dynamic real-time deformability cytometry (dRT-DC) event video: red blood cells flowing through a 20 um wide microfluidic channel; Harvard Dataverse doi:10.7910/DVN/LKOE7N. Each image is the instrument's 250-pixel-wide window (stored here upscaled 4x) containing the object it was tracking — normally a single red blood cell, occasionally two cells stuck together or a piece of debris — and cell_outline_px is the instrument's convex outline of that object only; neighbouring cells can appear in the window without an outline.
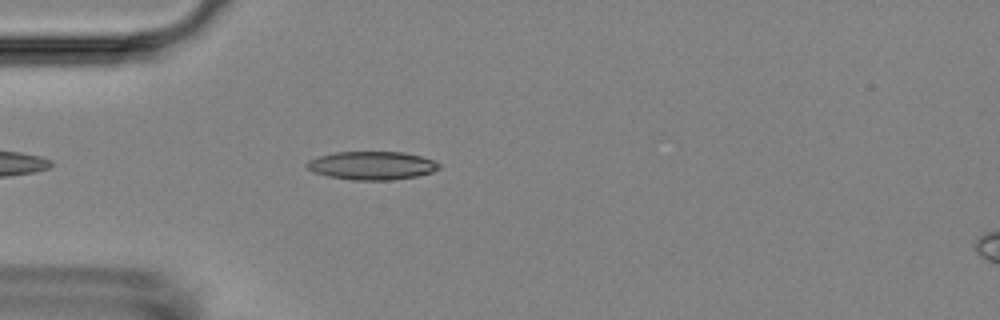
{"species": "Egyptian fruit bat (a non-hibernating species)", "species_latin": "Rousettus aegyptiacus", "temperature_condition": "room temperature", "stored_images_in_passage": 29, "camera_frame_rate_fps": 3000, "um_per_image_px": 0.085, "animal": {"sex": "female"}, "frame": {"image": 1, "passage_image": 5, "time_ms": 1.333, "image_size_px": [1000, 320], "cell_outline_px": [[440, 168], [432, 172], [416, 176], [392, 180], [352, 180], [328, 176], [312, 172], [304, 164], [308, 160], [320, 156], [336, 152], [404, 152], [420, 156], [432, 160], [440, 164]], "centroid_in_image_um": [31.59, 14.07], "position_along_channel_um": 53.4, "area_um2": 21.79}}
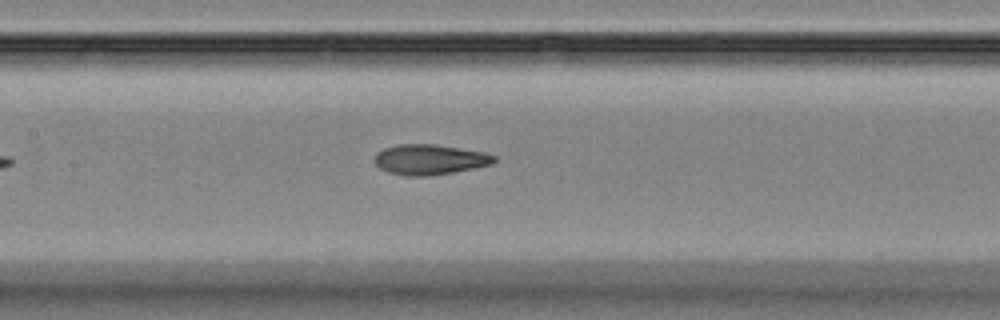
{"frame": {"image": 2, "passage_image": 15, "time_ms": 4.667, "image_size_px": [1000, 320], "cell_outline_px": [[496, 160], [492, 164], [452, 172], [424, 176], [404, 176], [388, 172], [380, 168], [372, 160], [376, 152], [384, 148], [400, 144], [436, 144], [484, 152], [496, 156]], "centroid_in_image_um": [36.48, 13.55], "position_along_channel_um": 170.9, "area_um2": 21.1}}
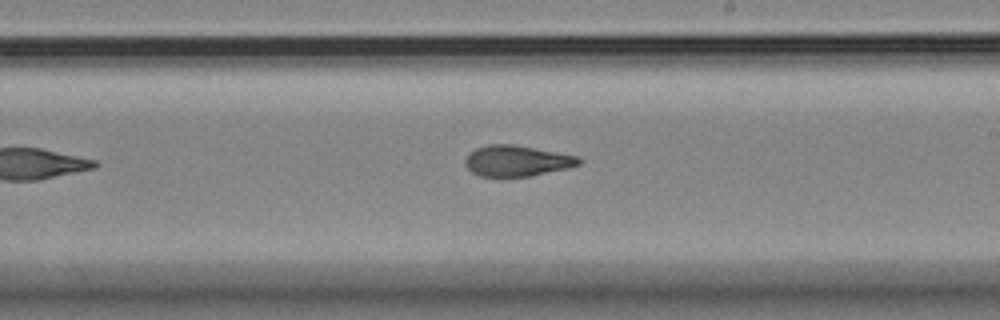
{"frame": {"image": 3, "passage_image": 21, "time_ms": 6.667, "image_size_px": [1000, 320], "cell_outline_px": [[584, 160], [580, 164], [568, 168], [532, 176], [480, 176], [472, 172], [464, 164], [464, 160], [468, 152], [476, 148], [488, 144], [512, 144], [580, 156]], "centroid_in_image_um": [43.95, 13.66], "position_along_channel_um": 245.1, "area_um2": 20.63}}